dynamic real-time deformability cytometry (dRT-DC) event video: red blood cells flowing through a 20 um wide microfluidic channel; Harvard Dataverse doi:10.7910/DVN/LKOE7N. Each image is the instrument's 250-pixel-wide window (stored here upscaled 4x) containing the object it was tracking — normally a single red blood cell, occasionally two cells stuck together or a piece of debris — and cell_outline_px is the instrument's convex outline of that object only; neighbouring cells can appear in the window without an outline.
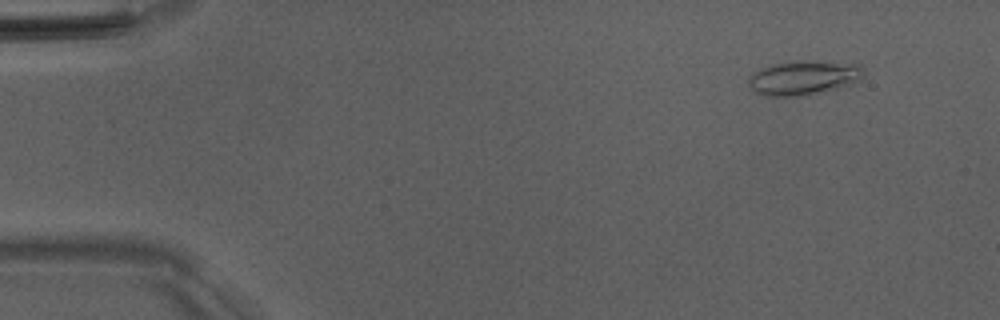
{"species": "Egyptian fruit bat (a non-hibernating species)", "species_latin": "Rousettus aegyptiacus", "temperature_condition": "room temperature", "stored_images_in_passage": 17, "camera_frame_rate_fps": 3000, "um_per_image_px": 0.085, "animal": {"sex": "male"}, "frame": {"image": 1, "passage_image": 1, "time_ms": 0.0, "image_size_px": [1000, 320], "cell_outline_px": [[864, 76], [860, 80], [852, 84], [808, 96], [764, 96], [752, 92], [748, 84], [748, 80], [752, 72], [772, 64], [796, 60], [800, 60], [860, 64], [864, 68]], "centroid_in_image_um": [68.3, 6.62], "position_along_channel_um": 16.7, "area_um2": 23.52}}